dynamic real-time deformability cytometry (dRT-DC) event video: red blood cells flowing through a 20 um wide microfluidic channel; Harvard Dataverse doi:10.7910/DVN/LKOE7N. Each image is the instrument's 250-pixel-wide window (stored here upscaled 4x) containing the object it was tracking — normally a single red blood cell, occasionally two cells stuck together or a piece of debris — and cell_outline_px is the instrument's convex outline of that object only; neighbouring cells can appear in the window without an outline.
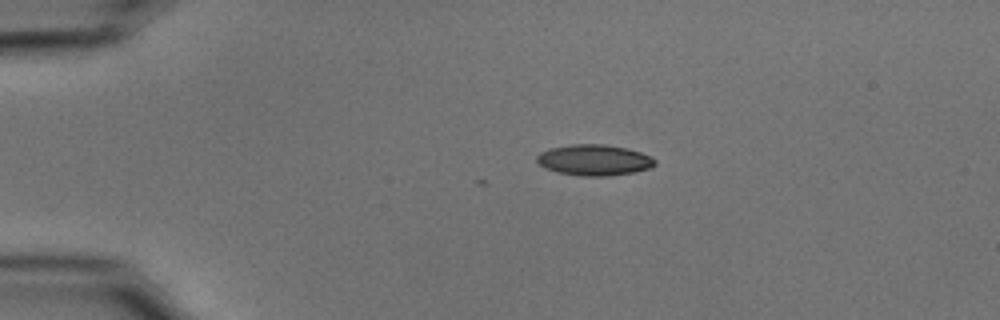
{"species": "common noctule bat (a hibernating species)", "species_latin": "Nyctalus noctula", "temperature_condition": "cold", "stored_images_in_passage": 6, "camera_frame_rate_fps": 3000, "um_per_image_px": 0.085, "animal": {"sex": "male", "body_mass_g": 15.6}, "frame": {"image": 1, "passage_image": 1, "time_ms": 0.0, "image_size_px": [1000, 320], "cell_outline_px": [[656, 164], [648, 168], [632, 172], [604, 176], [584, 176], [556, 172], [544, 168], [536, 160], [536, 156], [540, 152], [548, 148], [572, 144], [604, 144], [628, 148], [652, 156], [656, 160]], "centroid_in_image_um": [50.48, 13.59], "position_along_channel_um": 34.5, "area_um2": 21.33}}